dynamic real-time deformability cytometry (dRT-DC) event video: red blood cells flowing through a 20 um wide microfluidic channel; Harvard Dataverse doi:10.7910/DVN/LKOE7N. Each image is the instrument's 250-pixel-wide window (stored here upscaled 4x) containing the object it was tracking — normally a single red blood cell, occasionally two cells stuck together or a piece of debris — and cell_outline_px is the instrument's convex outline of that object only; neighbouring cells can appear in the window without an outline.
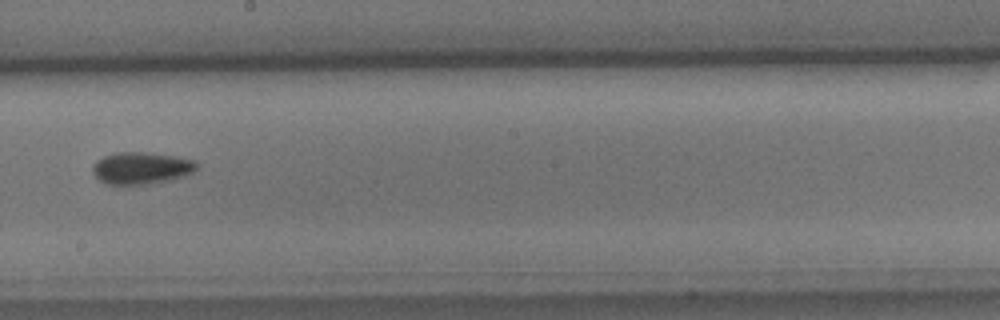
{"species": "common noctule bat (a hibernating species)", "species_latin": "Nyctalus noctula", "temperature_condition": "cold", "stored_images_in_passage": 9, "camera_frame_rate_fps": 3000, "um_per_image_px": 0.085, "animal": {"sex": "male", "body_mass_g": 15.6}, "frame": {"image": 1, "passage_image": 9, "time_ms": 10.0, "image_size_px": [1000, 320], "cell_outline_px": [[200, 164], [192, 172], [184, 176], [168, 180], [144, 184], [104, 184], [92, 172], [92, 164], [96, 160], [104, 156], [116, 152], [144, 152], [176, 156], [196, 160]], "centroid_in_image_um": [12.0, 14.27], "position_along_channel_um": 236.2, "area_um2": 19.48}}